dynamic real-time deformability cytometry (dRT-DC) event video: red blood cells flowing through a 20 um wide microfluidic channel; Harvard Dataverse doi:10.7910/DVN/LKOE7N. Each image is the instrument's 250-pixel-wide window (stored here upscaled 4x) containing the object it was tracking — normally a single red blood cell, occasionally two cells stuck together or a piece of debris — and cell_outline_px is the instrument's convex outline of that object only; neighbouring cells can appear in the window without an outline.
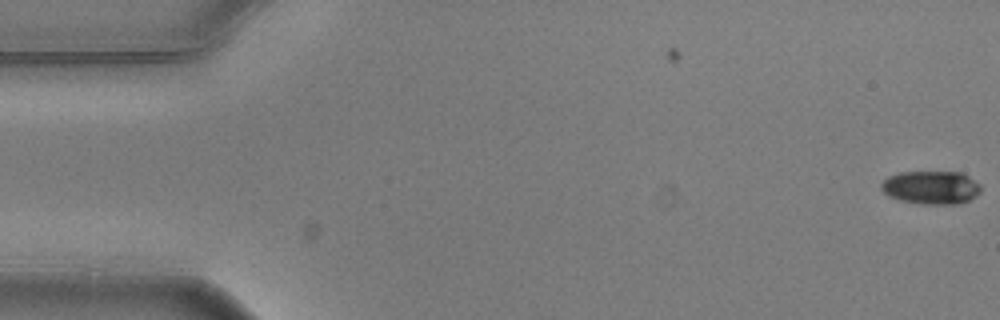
{"species": "common noctule bat (a hibernating species)", "species_latin": "Nyctalus noctula", "temperature_condition": "warm", "stored_images_in_passage": 6, "camera_frame_rate_fps": 3000, "um_per_image_px": 0.085, "animal": {"sex": "male", "body_mass_g": 20.5, "forearm_length_mm": 52.5}, "frame": {"image": 1, "passage_image": 1, "time_ms": 0.0, "image_size_px": [1000, 320], "cell_outline_px": [[980, 192], [976, 196], [968, 200], [956, 204], [920, 204], [900, 200], [888, 196], [880, 188], [880, 184], [888, 176], [900, 172], [964, 172], [980, 184]], "centroid_in_image_um": [79.14, 15.93], "position_along_channel_um": 5.9, "area_um2": 19.48}}
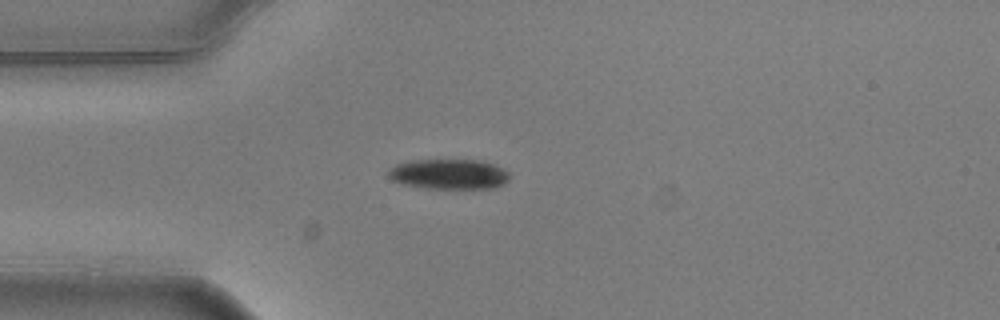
{"frame": {"image": 2, "passage_image": 5, "time_ms": 1.333, "image_size_px": [1000, 320], "cell_outline_px": [[508, 180], [504, 184], [492, 188], [428, 188], [404, 184], [392, 180], [388, 176], [388, 172], [396, 164], [412, 160], [480, 160], [492, 164], [508, 172]], "centroid_in_image_um": [38.15, 14.8], "position_along_channel_um": 46.9, "area_um2": 20.98}}